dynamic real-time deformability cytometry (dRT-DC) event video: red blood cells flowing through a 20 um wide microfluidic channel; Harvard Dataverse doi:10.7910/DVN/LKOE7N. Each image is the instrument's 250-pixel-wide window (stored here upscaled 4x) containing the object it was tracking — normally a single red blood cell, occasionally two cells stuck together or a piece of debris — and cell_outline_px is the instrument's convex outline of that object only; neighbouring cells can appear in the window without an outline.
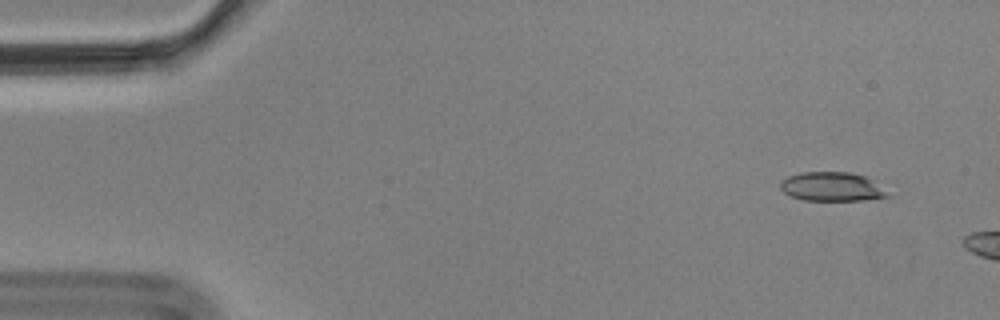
{"species": "Egyptian fruit bat (a non-hibernating species)", "species_latin": "Rousettus aegyptiacus", "temperature_condition": "cold", "stored_images_in_passage": 3, "camera_frame_rate_fps": 3000, "um_per_image_px": 0.085, "animal": {"sex": "male"}, "frame": {"image": 1, "passage_image": 1, "time_ms": 0.0, "image_size_px": [1000, 320], "cell_outline_px": [[892, 196], [864, 200], [804, 200], [792, 196], [784, 192], [780, 188], [780, 180], [788, 176], [800, 172], [848, 172], [864, 176], [872, 180]], "centroid_in_image_um": [70.68, 15.86], "position_along_channel_um": 14.3, "area_um2": 18.03}}